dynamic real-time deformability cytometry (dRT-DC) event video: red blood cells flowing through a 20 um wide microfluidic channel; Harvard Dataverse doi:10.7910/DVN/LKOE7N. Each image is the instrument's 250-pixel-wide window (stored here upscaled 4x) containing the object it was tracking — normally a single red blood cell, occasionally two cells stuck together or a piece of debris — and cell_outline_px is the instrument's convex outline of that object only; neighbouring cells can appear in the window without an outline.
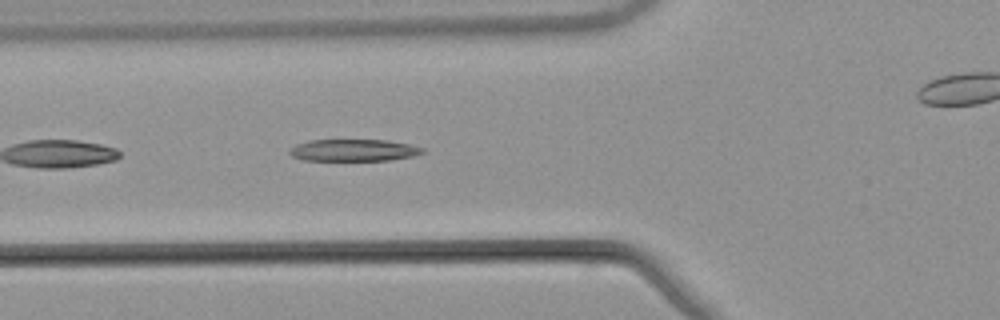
{"species": "common noctule bat (a hibernating species)", "species_latin": "Nyctalus noctula", "temperature_condition": "warm", "stored_images_in_passage": 7, "camera_frame_rate_fps": 3000, "um_per_image_px": 0.085, "animal": {"sex": "male", "body_mass_g": 21.5, "forearm_length_mm": 52.0}, "frame": {"image": 1, "passage_image": 4, "time_ms": 1.0, "image_size_px": [1000, 320], "cell_outline_px": [[424, 152], [412, 156], [388, 160], [304, 160], [292, 156], [288, 152], [296, 144], [308, 140], [388, 140], [408, 144], [424, 148]], "centroid_in_image_um": [30.04, 12.76], "position_along_channel_um": 95.8, "area_um2": 16.82}}